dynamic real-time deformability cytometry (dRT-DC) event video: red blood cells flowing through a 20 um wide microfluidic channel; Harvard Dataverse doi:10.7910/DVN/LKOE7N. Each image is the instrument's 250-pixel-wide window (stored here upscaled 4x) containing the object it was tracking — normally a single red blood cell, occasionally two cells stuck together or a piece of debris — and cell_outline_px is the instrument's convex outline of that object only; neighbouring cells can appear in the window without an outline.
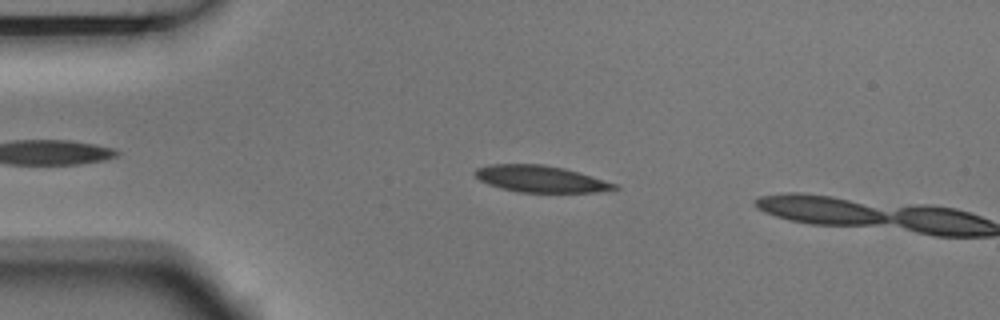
{"species": "Egyptian fruit bat (a non-hibernating species)", "species_latin": "Rousettus aegyptiacus", "temperature_condition": "room temperature", "stored_images_in_passage": 4, "camera_frame_rate_fps": 3000, "um_per_image_px": 0.085, "animal": {"sex": "male"}, "frame": {"image": 1, "passage_image": 3, "time_ms": 0.667, "image_size_px": [1000, 320], "cell_outline_px": [[620, 188], [596, 192], [520, 192], [500, 188], [488, 184], [480, 180], [472, 172], [476, 168], [492, 164], [540, 164], [564, 168], [616, 184]], "centroid_in_image_um": [45.9, 15.21], "position_along_channel_um": 39.1, "area_um2": 21.39}}